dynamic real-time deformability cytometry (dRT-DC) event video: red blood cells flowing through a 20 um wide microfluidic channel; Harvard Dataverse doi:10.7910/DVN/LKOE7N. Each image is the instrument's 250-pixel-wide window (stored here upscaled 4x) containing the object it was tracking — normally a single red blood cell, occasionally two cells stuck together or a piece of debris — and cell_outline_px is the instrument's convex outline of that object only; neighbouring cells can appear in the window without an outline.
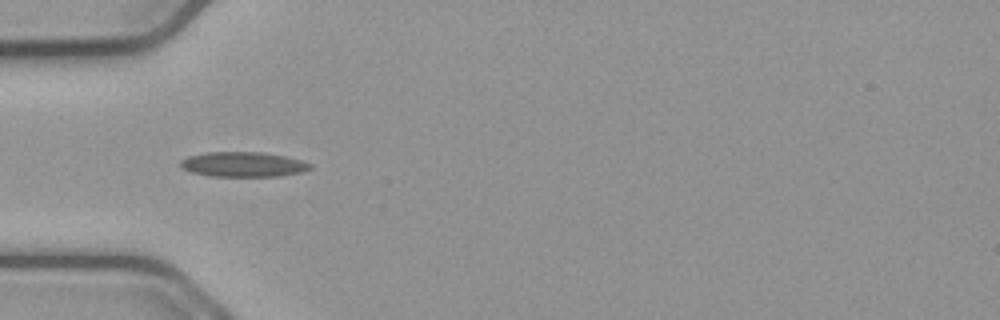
{"species": "common noctule bat (a hibernating species)", "species_latin": "Nyctalus noctula", "temperature_condition": "cold", "stored_images_in_passage": 39, "camera_frame_rate_fps": 3000, "um_per_image_px": 0.085, "animal": {"sex": "male", "body_mass_g": 23.1, "forearm_length_mm": 52.7}, "frame": {"image": 1, "passage_image": 1, "time_ms": 0.0, "image_size_px": [1000, 320], "cell_outline_px": [[312, 168], [300, 172], [276, 176], [208, 176], [192, 172], [184, 168], [180, 164], [180, 160], [188, 156], [204, 152], [260, 152], [284, 156], [300, 160], [312, 164]], "centroid_in_image_um": [20.64, 13.97], "position_along_channel_um": 64.4, "area_um2": 18.67}}
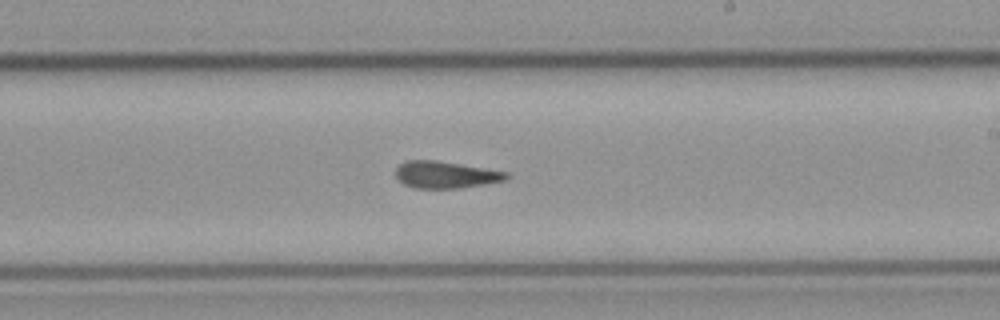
{"frame": {"image": 2, "passage_image": 16, "time_ms": 5.0, "image_size_px": [1000, 320], "cell_outline_px": [[512, 176], [508, 180], [460, 188], [412, 188], [404, 184], [396, 176], [396, 168], [400, 164], [408, 160], [436, 160], [508, 172]], "centroid_in_image_um": [37.91, 14.85], "position_along_channel_um": 251.1, "area_um2": 17.4}}
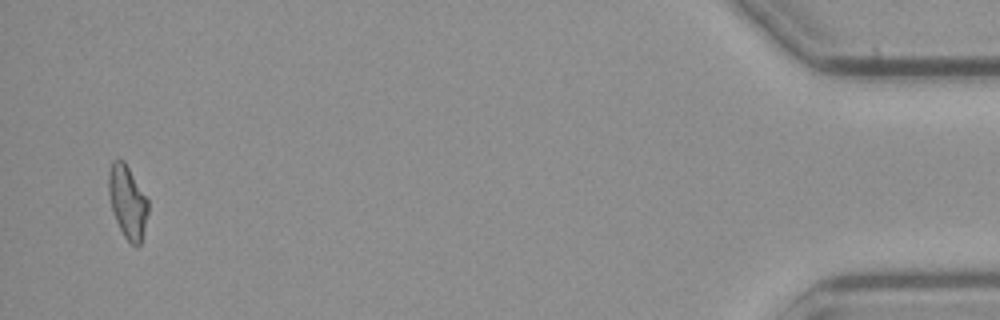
{"frame": {"image": 3, "passage_image": 37, "time_ms": 12.0, "image_size_px": [1000, 320], "cell_outline_px": [[148, 212], [140, 244], [136, 248], [124, 236], [116, 220], [108, 196], [108, 172], [112, 160], [124, 160], [148, 200]], "centroid_in_image_um": [10.82, 17.14], "position_along_channel_um": 424.4, "area_um2": 16.59}, "authors_computed_cell_mechanics": {"area_um2": 17.34, "velocity_mm_per_s": 3.7397, "shape_relaxation_time_tau1_ms": null, "shape_relaxation_time_tau2_ms": 4.1575, "deformation_change_tau1": null, "deformation_change_tau2": 0.1181}}